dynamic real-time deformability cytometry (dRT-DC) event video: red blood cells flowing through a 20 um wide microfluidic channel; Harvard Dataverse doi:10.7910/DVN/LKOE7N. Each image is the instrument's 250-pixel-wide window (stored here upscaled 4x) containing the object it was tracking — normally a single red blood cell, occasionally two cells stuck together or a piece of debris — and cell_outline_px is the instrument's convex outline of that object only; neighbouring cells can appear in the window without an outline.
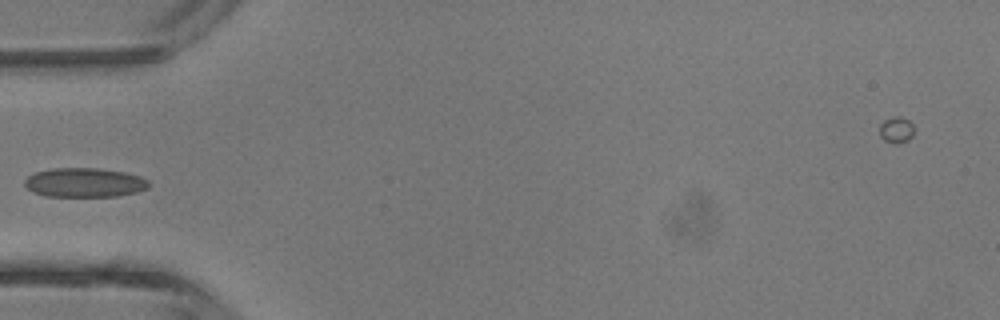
{"species": "common noctule bat (a hibernating species)", "species_latin": "Nyctalus noctula", "temperature_condition": "room temperature", "stored_images_in_passage": 3, "camera_frame_rate_fps": 3000, "um_per_image_px": 0.085, "animal": {"sex": "male", "body_mass_g": 13.3}, "frame": {"image": 1, "passage_image": 3, "time_ms": 2.333, "image_size_px": [1000, 320], "cell_outline_px": [[148, 188], [136, 192], [116, 196], [44, 196], [32, 192], [24, 184], [24, 180], [28, 176], [36, 172], [52, 168], [100, 168], [124, 172], [140, 176], [148, 180]], "centroid_in_image_um": [7.16, 15.51], "position_along_channel_um": 77.8, "area_um2": 21.15}}